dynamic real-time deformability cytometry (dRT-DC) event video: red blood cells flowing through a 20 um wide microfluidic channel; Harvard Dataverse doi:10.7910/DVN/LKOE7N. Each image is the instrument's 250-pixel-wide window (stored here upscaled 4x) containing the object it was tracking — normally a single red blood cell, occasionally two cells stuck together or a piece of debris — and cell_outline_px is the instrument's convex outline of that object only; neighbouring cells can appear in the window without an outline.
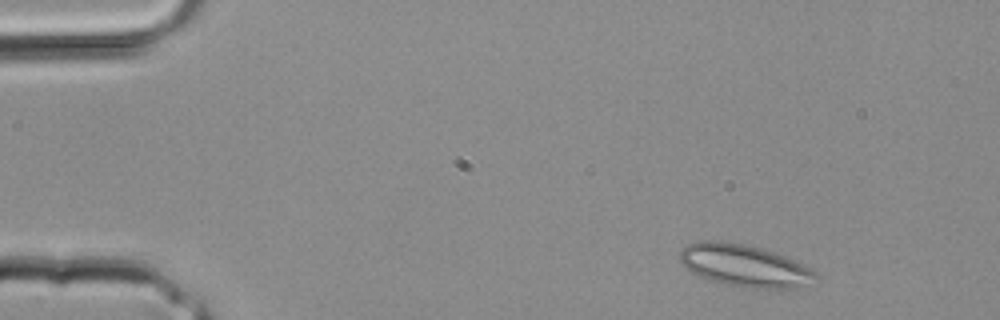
{"species": "common noctule bat (a hibernating species)", "species_latin": "Nyctalus noctula", "temperature_condition": "room temperature", "stored_images_in_passage": 3, "camera_frame_rate_fps": 3000, "um_per_image_px": 0.085, "animal": {"sex": "male", "body_mass_g": 20.4}, "frame": {"image": 1, "passage_image": 1, "time_ms": 0.0, "image_size_px": [1000, 320], "cell_outline_px": [[820, 276], [796, 288], [748, 288], [724, 284], [708, 280], [692, 272], [680, 260], [680, 248], [688, 244], [704, 240], [712, 240], [740, 244], [760, 248], [784, 256], [812, 268]], "centroid_in_image_um": [63.27, 22.58], "position_along_channel_um": 21.7, "area_um2": 32.95}}